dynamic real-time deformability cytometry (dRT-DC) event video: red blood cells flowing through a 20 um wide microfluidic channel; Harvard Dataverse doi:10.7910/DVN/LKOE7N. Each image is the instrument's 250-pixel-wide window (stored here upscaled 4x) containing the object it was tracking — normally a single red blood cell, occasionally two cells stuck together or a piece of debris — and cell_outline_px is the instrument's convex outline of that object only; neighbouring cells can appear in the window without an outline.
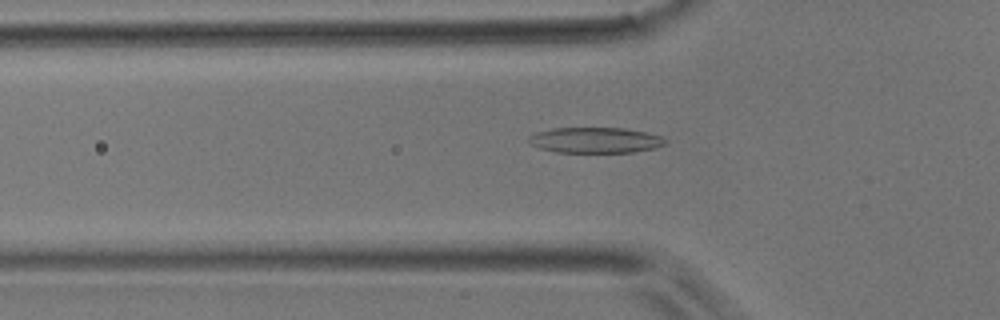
{"species": "common noctule bat (a hibernating species)", "species_latin": "Nyctalus noctula", "temperature_condition": "room temperature", "stored_images_in_passage": 46, "camera_frame_rate_fps": 3000, "um_per_image_px": 0.085, "animal": {"sex": "male", "body_mass_g": 17.9}, "frame": {"image": 1, "passage_image": 15, "time_ms": 4.667, "image_size_px": [1000, 320], "cell_outline_px": [[668, 140], [664, 144], [652, 148], [632, 152], [556, 152], [540, 148], [532, 144], [528, 140], [528, 136], [536, 132], [552, 128], [624, 128], [648, 132], [660, 136]], "centroid_in_image_um": [50.59, 11.9], "position_along_channel_um": 75.2, "area_um2": 20.29}}
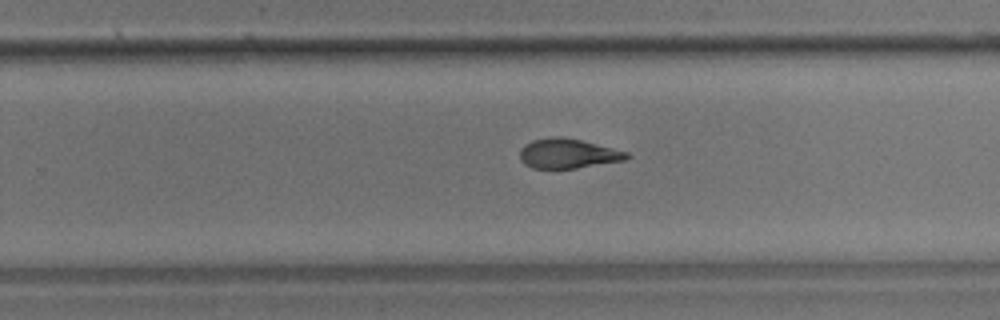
{"frame": {"image": 2, "passage_image": 29, "time_ms": 9.333, "image_size_px": [1000, 320], "cell_outline_px": [[628, 156], [624, 160], [576, 168], [532, 168], [524, 164], [520, 160], [520, 148], [524, 144], [532, 140], [552, 136], [564, 136], [628, 152]], "centroid_in_image_um": [48.2, 13.04], "position_along_channel_um": 281.6, "area_um2": 18.38}}
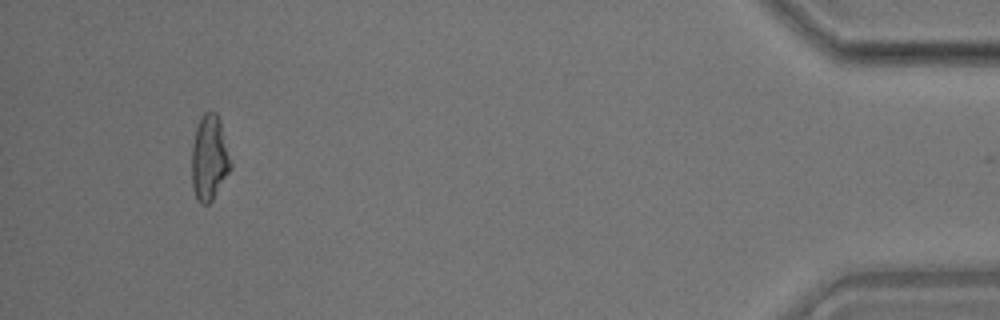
{"frame": {"image": 3, "passage_image": 43, "time_ms": 14.0, "image_size_px": [1000, 320], "cell_outline_px": [[232, 168], [212, 200], [208, 204], [200, 204], [196, 200], [192, 188], [192, 144], [196, 128], [200, 116], [204, 112], [216, 112], [220, 120], [232, 160]], "centroid_in_image_um": [17.8, 13.43], "position_along_channel_um": 417.4, "area_um2": 19.71}}